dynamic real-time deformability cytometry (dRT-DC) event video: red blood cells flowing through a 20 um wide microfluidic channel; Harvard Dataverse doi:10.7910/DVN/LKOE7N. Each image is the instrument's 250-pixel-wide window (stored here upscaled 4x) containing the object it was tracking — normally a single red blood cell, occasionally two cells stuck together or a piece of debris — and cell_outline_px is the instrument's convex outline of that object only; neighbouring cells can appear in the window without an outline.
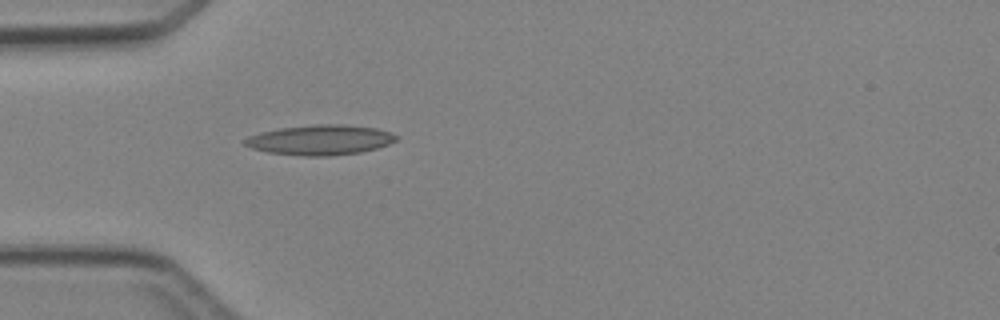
{"species": "Egyptian fruit bat (a non-hibernating species)", "species_latin": "Rousettus aegyptiacus", "temperature_condition": "cold", "stored_images_in_passage": 3, "camera_frame_rate_fps": 3000, "um_per_image_px": 0.085, "animal": {"sex": "female"}, "frame": {"image": 1, "passage_image": 3, "time_ms": 2.333, "image_size_px": [1000, 320], "cell_outline_px": [[400, 136], [396, 140], [388, 144], [376, 148], [360, 152], [328, 156], [304, 156], [268, 152], [252, 148], [244, 144], [244, 140], [248, 136], [260, 132], [280, 128], [316, 124], [344, 124], [376, 128], [392, 132]], "centroid_in_image_um": [27.24, 11.88], "position_along_channel_um": 57.8, "area_um2": 26.53}}